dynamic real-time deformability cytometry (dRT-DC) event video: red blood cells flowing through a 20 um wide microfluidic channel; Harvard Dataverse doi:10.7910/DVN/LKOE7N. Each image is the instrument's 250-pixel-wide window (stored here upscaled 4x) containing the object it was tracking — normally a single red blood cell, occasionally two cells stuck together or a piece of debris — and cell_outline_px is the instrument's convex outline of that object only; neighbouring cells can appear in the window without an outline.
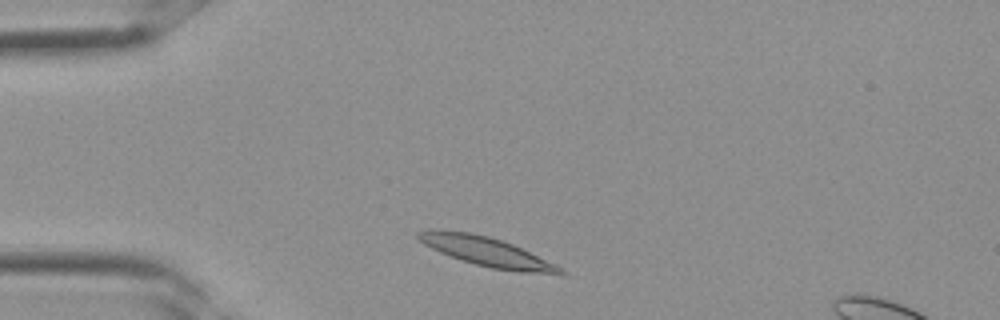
{"species": "Egyptian fruit bat (a non-hibernating species)", "species_latin": "Rousettus aegyptiacus", "temperature_condition": "room temperature", "stored_images_in_passage": 3, "camera_frame_rate_fps": 3000, "um_per_image_px": 0.085, "frame": {"image": 1, "passage_image": 2, "time_ms": 0.333, "image_size_px": [1000, 320], "cell_outline_px": [[564, 272], [520, 272], [492, 268], [460, 260], [440, 252], [424, 244], [416, 236], [416, 232], [428, 228], [440, 228], [472, 232], [488, 236], [512, 244], [556, 264]], "centroid_in_image_um": [41.19, 21.33], "position_along_channel_um": 43.8, "area_um2": 23.87}}